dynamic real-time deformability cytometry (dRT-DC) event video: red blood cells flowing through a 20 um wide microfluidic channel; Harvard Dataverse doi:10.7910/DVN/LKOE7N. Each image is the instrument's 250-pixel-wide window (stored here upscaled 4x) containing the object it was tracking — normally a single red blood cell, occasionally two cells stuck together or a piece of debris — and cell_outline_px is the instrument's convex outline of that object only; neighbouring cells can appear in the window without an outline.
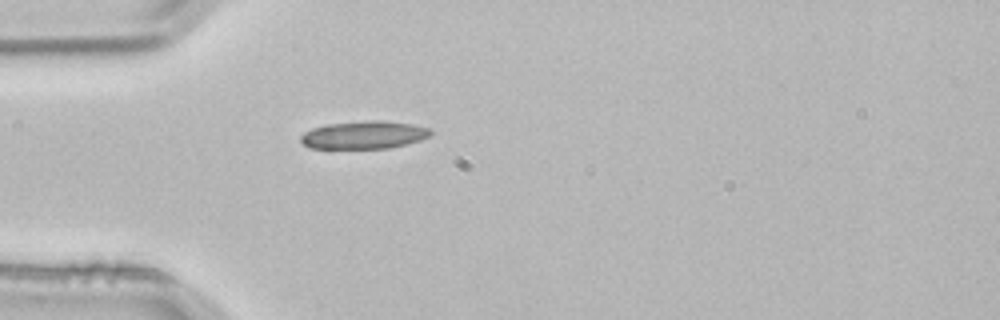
{"species": "common noctule bat (a hibernating species)", "species_latin": "Nyctalus noctula", "temperature_condition": "room temperature", "stored_images_in_passage": 1, "camera_frame_rate_fps": 3000, "um_per_image_px": 0.085, "animal": {"sex": "male", "body_mass_g": 21.5, "forearm_length_mm": 52.0}, "frame": {"image": 1, "passage_image": 1, "time_ms": 0.0, "image_size_px": [1000, 320], "cell_outline_px": [[432, 136], [420, 140], [388, 148], [308, 148], [300, 140], [300, 136], [304, 132], [312, 128], [328, 124], [364, 120], [384, 120], [412, 124], [432, 128]], "centroid_in_image_um": [30.96, 11.45], "position_along_channel_um": 54.0, "area_um2": 21.21}}